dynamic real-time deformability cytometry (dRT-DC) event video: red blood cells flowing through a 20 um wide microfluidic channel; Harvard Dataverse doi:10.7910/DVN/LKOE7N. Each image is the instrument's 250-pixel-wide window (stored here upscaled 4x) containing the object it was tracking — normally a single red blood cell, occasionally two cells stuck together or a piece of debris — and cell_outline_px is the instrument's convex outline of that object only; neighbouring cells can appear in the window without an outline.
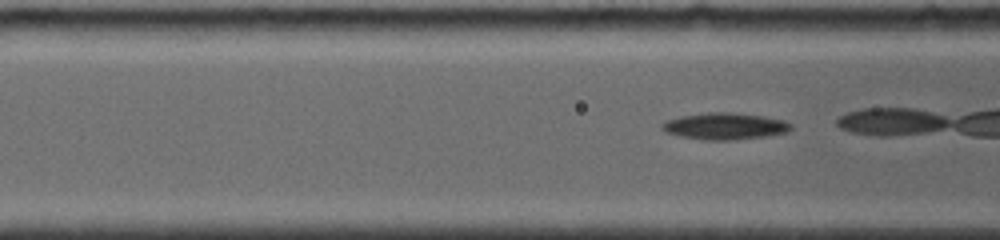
{"species": "common noctule bat (a hibernating species)", "species_latin": "Nyctalus noctula", "temperature_condition": "room temperature", "stored_images_in_passage": 36, "camera_frame_rate_fps": 4000, "um_per_image_px": 0.085, "animal": {"sex": "female", "body_mass_g": 19.0, "forearm_length_mm": 56.7}, "frame": {"image": 1, "passage_image": 4, "time_ms": 0.75, "image_size_px": [1000, 240], "cell_outline_px": [[792, 128], [788, 132], [764, 136], [732, 140], [704, 140], [680, 136], [664, 132], [660, 128], [660, 124], [664, 120], [680, 116], [708, 112], [728, 112], [764, 116], [784, 120], [792, 124]], "centroid_in_image_um": [61.56, 10.72], "position_along_channel_um": 105.0, "area_um2": 20.23}}
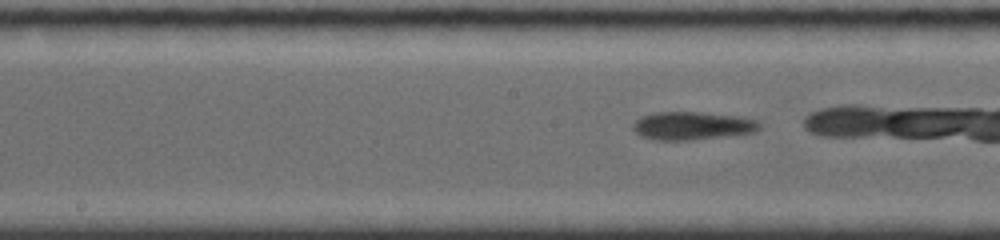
{"frame": {"image": 2, "passage_image": 13, "time_ms": 3.0, "image_size_px": [1000, 240], "cell_outline_px": [[760, 128], [756, 132], [692, 140], [652, 140], [640, 136], [632, 128], [632, 124], [640, 116], [656, 112], [700, 112], [744, 116], [756, 120], [760, 124]], "centroid_in_image_um": [58.83, 10.68], "position_along_channel_um": 189.4, "area_um2": 20.98}}
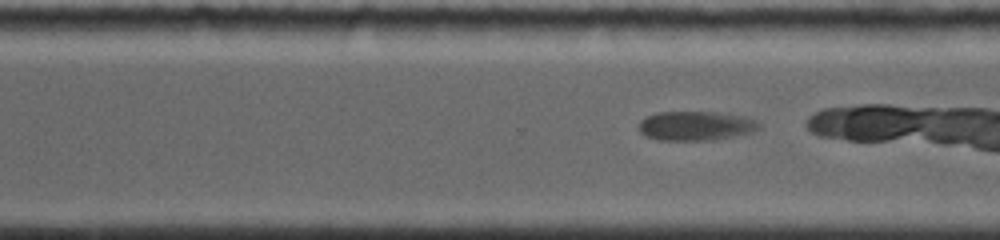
{"frame": {"image": 3, "passage_image": 26, "time_ms": 6.25, "image_size_px": [1000, 240], "cell_outline_px": [[760, 128], [752, 132], [712, 140], [660, 140], [644, 136], [640, 132], [640, 120], [656, 112], [716, 112], [744, 116], [756, 120], [760, 124]], "centroid_in_image_um": [59.14, 10.69], "position_along_channel_um": 311.5, "area_um2": 20.46}}